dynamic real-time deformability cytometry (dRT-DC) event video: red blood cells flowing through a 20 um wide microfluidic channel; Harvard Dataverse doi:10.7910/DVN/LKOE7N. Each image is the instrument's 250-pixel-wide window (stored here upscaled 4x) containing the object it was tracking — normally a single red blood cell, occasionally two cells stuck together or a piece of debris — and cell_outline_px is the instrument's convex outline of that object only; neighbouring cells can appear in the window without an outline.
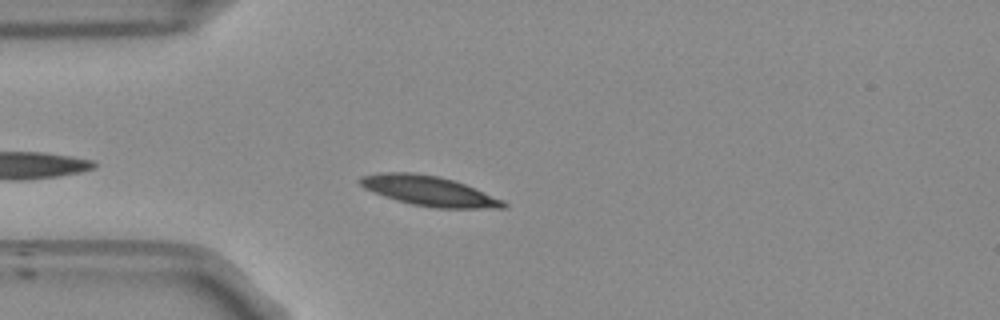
{"species": "Egyptian fruit bat (a non-hibernating species)", "species_latin": "Rousettus aegyptiacus", "temperature_condition": "room temperature", "stored_images_in_passage": 42, "camera_frame_rate_fps": 3000, "um_per_image_px": 0.085, "frame": {"image": 1, "passage_image": 5, "time_ms": 1.333, "image_size_px": [1000, 320], "cell_outline_px": [[508, 208], [432, 208], [412, 204], [396, 200], [372, 192], [364, 188], [356, 180], [360, 176], [380, 172], [408, 172], [436, 176], [452, 180], [464, 184], [504, 200], [508, 204]], "centroid_in_image_um": [36.43, 16.23], "position_along_channel_um": 48.6, "area_um2": 24.97}}
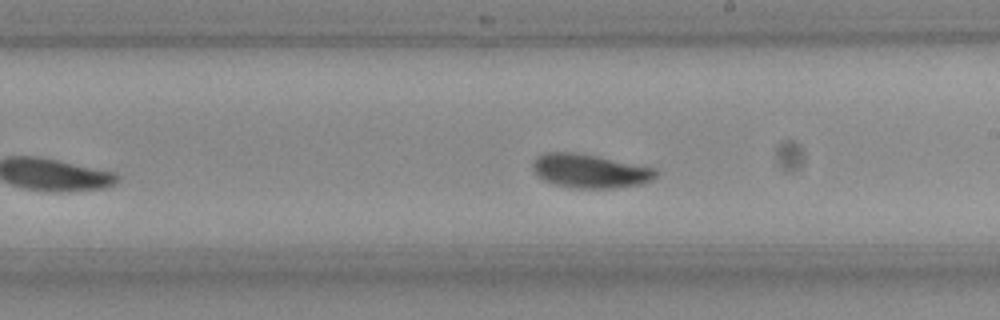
{"frame": {"image": 2, "passage_image": 21, "time_ms": 6.667, "image_size_px": [1000, 320], "cell_outline_px": [[660, 172], [652, 180], [640, 184], [616, 188], [568, 188], [552, 184], [536, 176], [532, 168], [532, 164], [536, 156], [544, 152], [576, 152], [656, 168]], "centroid_in_image_um": [50.11, 14.54], "position_along_channel_um": 238.9, "area_um2": 24.62}}
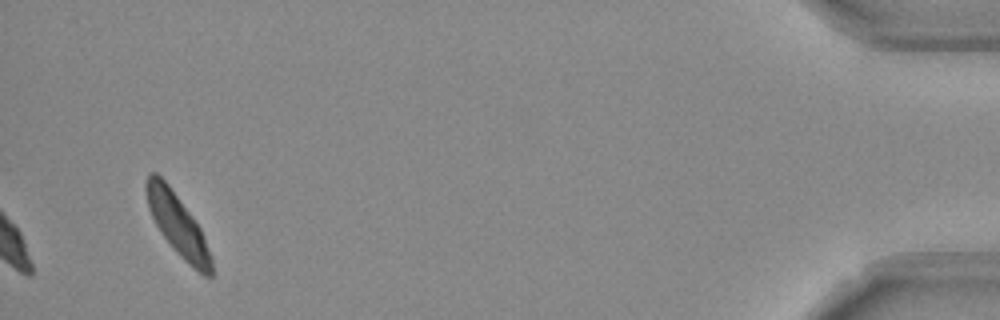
{"frame": {"image": 3, "passage_image": 42, "time_ms": 13.667, "image_size_px": [1000, 320], "cell_outline_px": [[212, 276], [204, 276], [184, 260], [176, 252], [164, 236], [156, 224], [148, 208], [144, 188], [144, 184], [148, 176], [152, 172], [156, 172], [168, 184], [192, 216], [200, 228], [204, 236], [212, 256]], "centroid_in_image_um": [15.1, 19.09], "position_along_channel_um": 420.1, "area_um2": 23.06}, "authors_computed_cell_mechanics": {"area_um2": 23.1489, "velocity_mm_per_s": 3.7883, "shape_relaxation_time_tau1_ms": 9.6473, "shape_relaxation_time_tau2_ms": null, "deformation_change_tau1": 0.2511, "deformation_change_tau2": null}}